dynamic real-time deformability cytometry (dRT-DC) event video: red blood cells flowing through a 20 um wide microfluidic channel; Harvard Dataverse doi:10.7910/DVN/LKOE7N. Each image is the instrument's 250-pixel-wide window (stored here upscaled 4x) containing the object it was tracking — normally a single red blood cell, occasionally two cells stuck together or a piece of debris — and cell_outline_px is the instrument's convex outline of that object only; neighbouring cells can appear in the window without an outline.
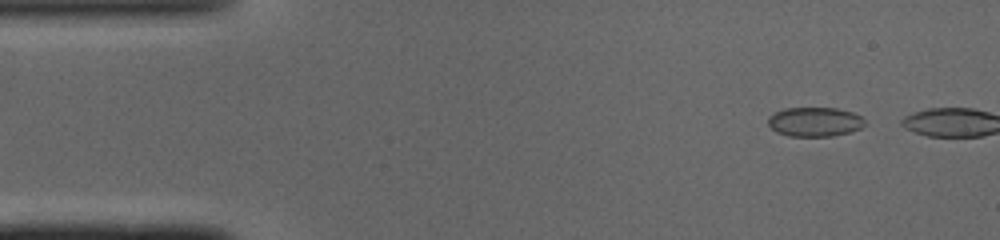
{"species": "common noctule bat (a hibernating species)", "species_latin": "Nyctalus noctula", "temperature_condition": "cold", "stored_images_in_passage": 3, "camera_frame_rate_fps": 3000, "um_per_image_px": 0.085, "animal": {"sex": "male", "body_mass_g": 19.0, "forearm_length_mm": 50.8}, "frame": {"image": 1, "passage_image": 1, "time_ms": 0.0, "image_size_px": [1000, 240], "cell_outline_px": [[868, 124], [852, 132], [832, 136], [788, 136], [776, 132], [768, 124], [768, 116], [784, 108], [836, 108], [852, 112], [860, 116]], "centroid_in_image_um": [69.27, 10.36], "position_along_channel_um": 15.7, "area_um2": 16.65}}